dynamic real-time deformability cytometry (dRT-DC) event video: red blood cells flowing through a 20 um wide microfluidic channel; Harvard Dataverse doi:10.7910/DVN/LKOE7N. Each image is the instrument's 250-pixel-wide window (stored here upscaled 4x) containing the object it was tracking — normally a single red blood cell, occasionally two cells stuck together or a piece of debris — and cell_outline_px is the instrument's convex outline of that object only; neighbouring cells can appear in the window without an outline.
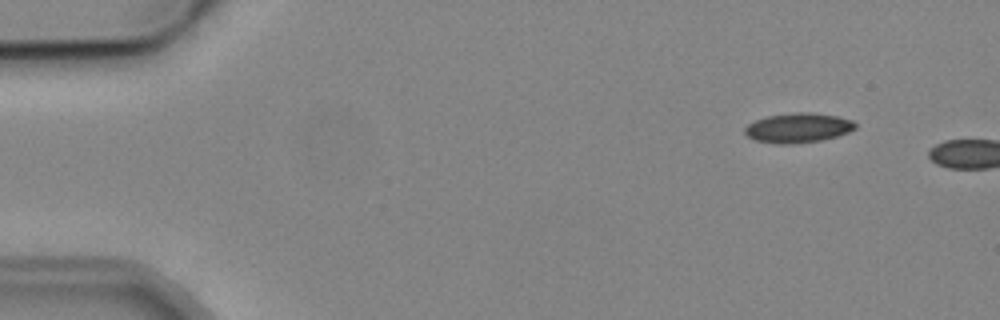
{"species": "common noctule bat (a hibernating species)", "species_latin": "Nyctalus noctula", "temperature_condition": "cold", "stored_images_in_passage": 2, "camera_frame_rate_fps": 3000, "um_per_image_px": 0.085, "animal": {"sex": "male", "body_mass_g": 19.2, "forearm_length_mm": 51.8}, "frame": {"image": 1, "passage_image": 1, "time_ms": 0.0, "image_size_px": [1000, 320], "cell_outline_px": [[856, 128], [848, 132], [836, 136], [820, 140], [788, 144], [776, 144], [756, 140], [748, 136], [744, 132], [744, 128], [748, 124], [764, 116], [792, 112], [812, 112], [836, 116], [852, 120], [856, 124]], "centroid_in_image_um": [67.81, 10.85], "position_along_channel_um": 17.2, "area_um2": 19.07}}